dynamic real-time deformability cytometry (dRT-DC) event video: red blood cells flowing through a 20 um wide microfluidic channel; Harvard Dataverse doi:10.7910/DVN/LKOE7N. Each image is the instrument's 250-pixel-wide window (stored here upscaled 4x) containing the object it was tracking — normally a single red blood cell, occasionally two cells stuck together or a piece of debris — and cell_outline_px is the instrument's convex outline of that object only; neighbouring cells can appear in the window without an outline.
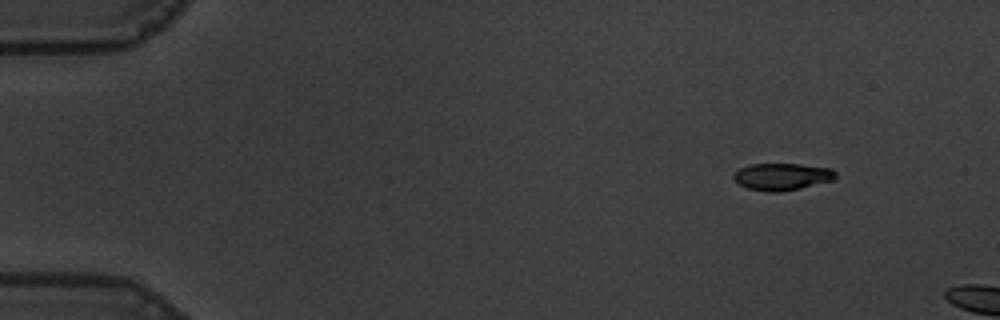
{"species": "common noctule bat (a hibernating species)", "species_latin": "Nyctalus noctula", "temperature_condition": "warm", "stored_images_in_passage": 12, "camera_frame_rate_fps": 3000, "um_per_image_px": 0.085, "animal": {"sex": "male", "body_mass_g": 19.5, "forearm_length_mm": 54.6}, "frame": {"image": 1, "passage_image": 1, "time_ms": 0.0, "image_size_px": [1000, 320], "cell_outline_px": [[836, 176], [832, 180], [784, 192], [764, 192], [748, 188], [740, 184], [732, 176], [740, 168], [748, 164], [800, 164], [832, 168], [836, 172]], "centroid_in_image_um": [66.48, 15.01], "position_along_channel_um": 18.5, "area_um2": 16.07}}